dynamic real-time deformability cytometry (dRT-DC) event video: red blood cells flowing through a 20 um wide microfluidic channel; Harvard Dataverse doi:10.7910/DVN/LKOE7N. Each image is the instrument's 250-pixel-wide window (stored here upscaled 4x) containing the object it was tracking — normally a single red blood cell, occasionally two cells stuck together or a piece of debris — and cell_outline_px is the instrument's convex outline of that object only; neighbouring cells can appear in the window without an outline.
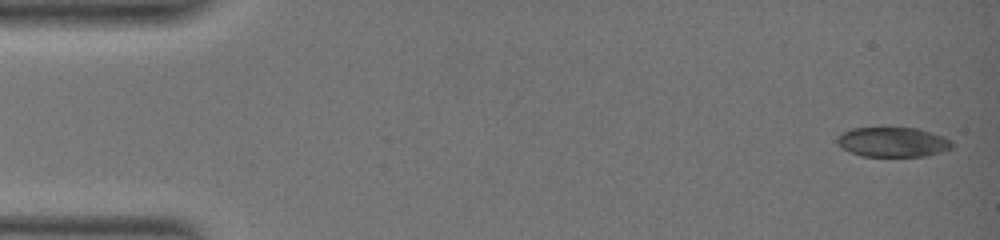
{"species": "common noctule bat (a hibernating species)", "species_latin": "Nyctalus noctula", "temperature_condition": "warm", "stored_images_in_passage": 3, "camera_frame_rate_fps": 3000, "um_per_image_px": 0.085, "animal": {"sex": "female", "body_mass_g": 19.0, "forearm_length_mm": 51.5}, "frame": {"image": 1, "passage_image": 1, "time_ms": 0.0, "image_size_px": [1000, 240], "cell_outline_px": [[952, 148], [928, 156], [860, 156], [848, 152], [836, 140], [844, 132], [852, 128], [916, 128], [944, 136], [952, 140]], "centroid_in_image_um": [75.93, 12.08], "position_along_channel_um": 9.1, "area_um2": 19.77}}